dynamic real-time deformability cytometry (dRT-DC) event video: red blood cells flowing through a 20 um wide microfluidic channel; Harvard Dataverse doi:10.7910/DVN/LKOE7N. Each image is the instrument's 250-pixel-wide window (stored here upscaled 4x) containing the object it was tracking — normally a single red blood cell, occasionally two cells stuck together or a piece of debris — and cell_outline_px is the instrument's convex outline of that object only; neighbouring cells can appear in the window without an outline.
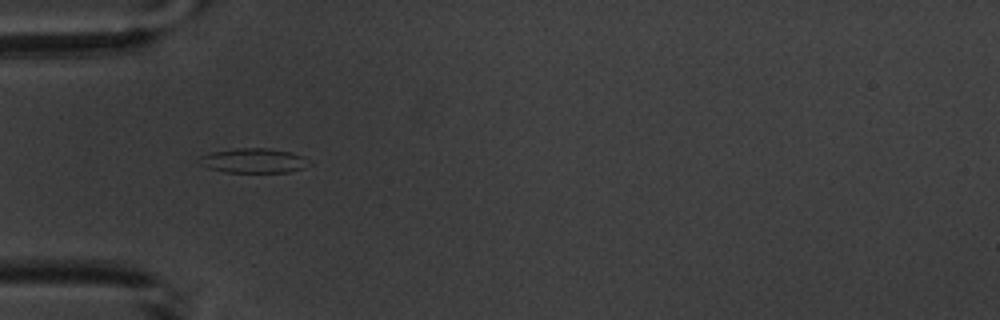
{"species": "common noctule bat (a hibernating species)", "species_latin": "Nyctalus noctula", "temperature_condition": "warm", "stored_images_in_passage": 2, "camera_frame_rate_fps": 3000, "um_per_image_px": 0.085, "animal": {"sex": "male", "body_mass_g": 20.1, "forearm_length_mm": 53.5}, "frame": {"image": 1, "passage_image": 1, "time_ms": 0.0, "image_size_px": [1000, 320], "cell_outline_px": [[312, 164], [304, 168], [288, 172], [224, 172], [208, 168], [200, 164], [196, 160], [200, 156], [212, 152], [236, 148], [268, 148], [288, 152], [304, 156]], "centroid_in_image_um": [21.55, 13.66], "position_along_channel_um": 63.5, "area_um2": 15.84}}
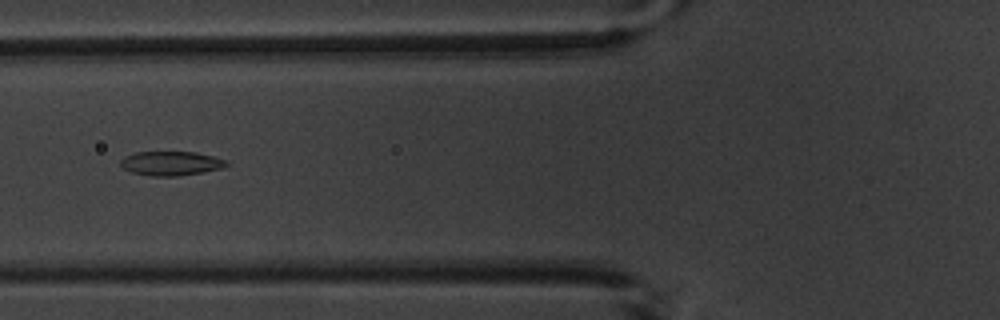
{"frame": {"image": 2, "passage_image": 2, "time_ms": 1.333, "image_size_px": [1000, 320], "cell_outline_px": [[228, 164], [220, 168], [200, 172], [176, 176], [152, 176], [132, 172], [124, 168], [120, 164], [120, 160], [124, 156], [136, 152], [196, 152], [228, 160]], "centroid_in_image_um": [14.51, 13.87], "position_along_channel_um": 111.3, "area_um2": 14.74}}